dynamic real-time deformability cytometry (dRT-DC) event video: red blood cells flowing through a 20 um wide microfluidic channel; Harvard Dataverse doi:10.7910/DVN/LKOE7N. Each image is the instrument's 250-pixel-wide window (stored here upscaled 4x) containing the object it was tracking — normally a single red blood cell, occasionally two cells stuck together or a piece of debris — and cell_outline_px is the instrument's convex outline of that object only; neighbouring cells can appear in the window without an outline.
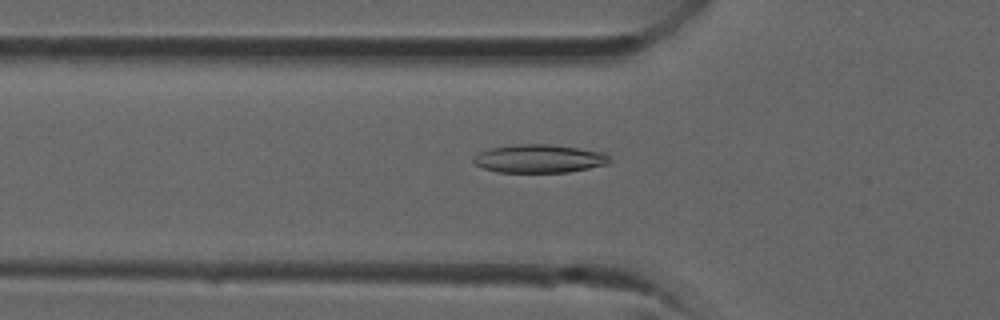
{"species": "common noctule bat (a hibernating species)", "species_latin": "Nyctalus noctula", "temperature_condition": "room temperature", "stored_images_in_passage": 35, "camera_frame_rate_fps": 3000, "um_per_image_px": 0.085, "animal": {"sex": "male", "forearm_length_mm": 52.5}, "frame": {"image": 1, "passage_image": 12, "time_ms": 3.667, "image_size_px": [1000, 320], "cell_outline_px": [[612, 160], [608, 164], [568, 172], [496, 172], [484, 168], [476, 164], [472, 160], [472, 156], [488, 148], [520, 144], [548, 144], [604, 152]], "centroid_in_image_um": [45.81, 13.48], "position_along_channel_um": 80.0, "area_um2": 22.37}}
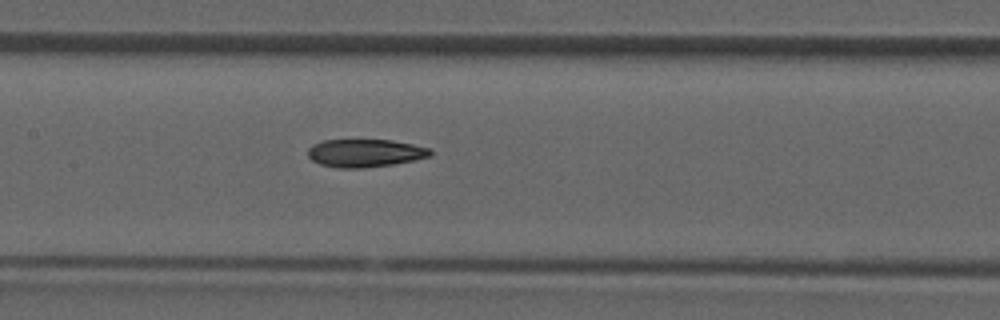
{"frame": {"image": 2, "passage_image": 17, "time_ms": 5.333, "image_size_px": [1000, 320], "cell_outline_px": [[432, 156], [392, 164], [364, 168], [336, 168], [320, 164], [312, 160], [308, 156], [308, 148], [312, 144], [324, 140], [392, 140], [432, 148]], "centroid_in_image_um": [31.03, 13.01], "position_along_channel_um": 176.4, "area_um2": 20.0}}
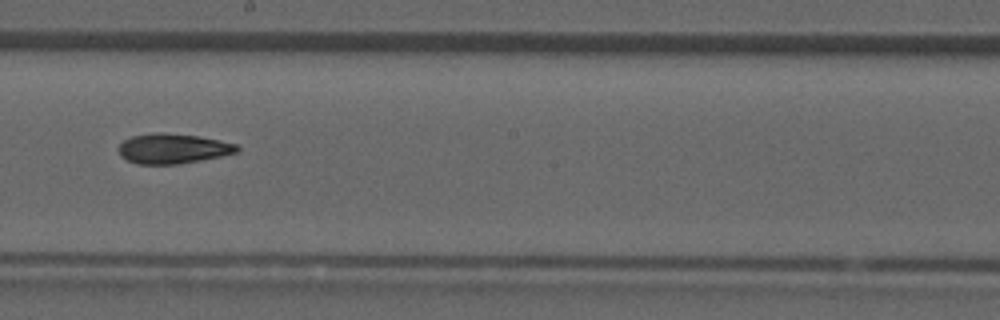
{"frame": {"image": 3, "passage_image": 20, "time_ms": 6.333, "image_size_px": [1000, 320], "cell_outline_px": [[240, 148], [236, 152], [220, 156], [200, 160], [176, 164], [140, 164], [128, 160], [120, 156], [120, 144], [124, 140], [132, 136], [156, 132], [160, 132], [196, 136], [220, 140], [236, 144]], "centroid_in_image_um": [14.69, 12.62], "position_along_channel_um": 233.5, "area_um2": 20.35}}